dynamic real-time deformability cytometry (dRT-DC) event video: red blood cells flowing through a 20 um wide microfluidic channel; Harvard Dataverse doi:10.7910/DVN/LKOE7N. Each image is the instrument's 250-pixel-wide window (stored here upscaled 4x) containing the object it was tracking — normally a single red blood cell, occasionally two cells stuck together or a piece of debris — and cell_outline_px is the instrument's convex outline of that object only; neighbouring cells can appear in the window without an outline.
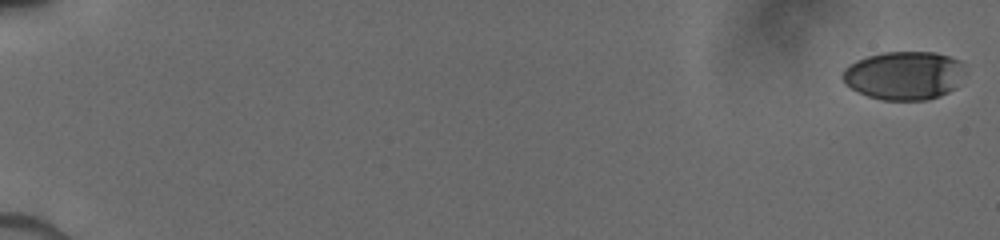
{"species": "human", "species_latin": "Homo sapiens", "temperature_condition": "cold", "stored_images_in_passage": 12, "camera_frame_rate_fps": 3000, "um_per_image_px": 0.085, "donor": {"sex": "male"}, "frame": {"image": 1, "passage_image": 1, "time_ms": 0.0, "image_size_px": [1000, 240], "cell_outline_px": [[964, 72], [956, 88], [940, 96], [928, 100], [880, 100], [868, 96], [844, 84], [840, 76], [844, 68], [856, 60], [868, 56], [884, 52], [936, 52], [960, 60]], "centroid_in_image_um": [76.83, 6.42], "position_along_channel_um": 8.2, "area_um2": 34.8}}
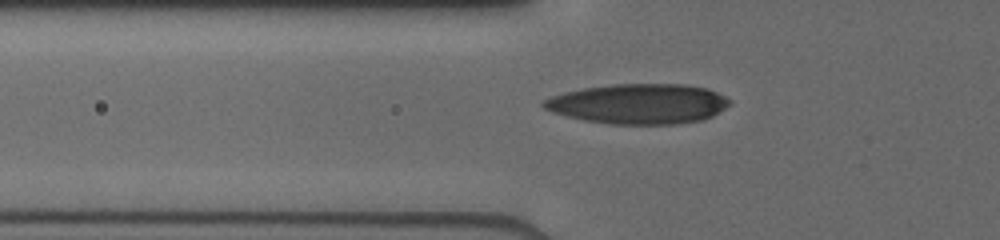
{"frame": {"image": 2, "passage_image": 10, "time_ms": 6.667, "image_size_px": [1000, 240], "cell_outline_px": [[732, 104], [712, 116], [700, 120], [676, 124], [612, 124], [584, 120], [552, 112], [544, 108], [540, 104], [544, 100], [552, 96], [564, 92], [584, 88], [612, 84], [684, 84], [708, 88], [732, 100]], "centroid_in_image_um": [54.3, 8.82], "position_along_channel_um": 71.5, "area_um2": 43.47}}
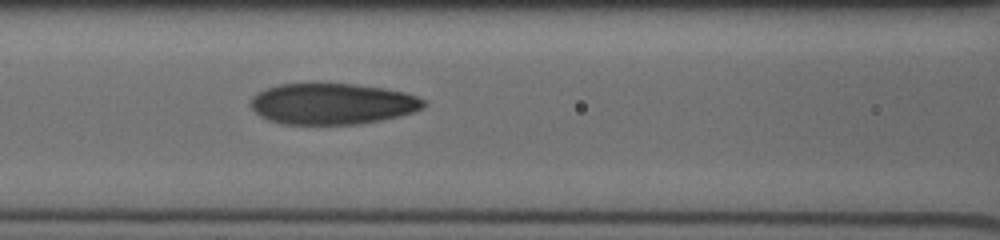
{"frame": {"image": 3, "passage_image": 12, "time_ms": 8.333, "image_size_px": [1000, 240], "cell_outline_px": [[428, 104], [424, 108], [400, 116], [380, 120], [356, 124], [284, 124], [268, 120], [260, 116], [248, 104], [252, 96], [268, 88], [280, 84], [352, 84], [384, 88], [404, 92], [416, 96], [424, 100]], "centroid_in_image_um": [28.25, 8.83], "position_along_channel_um": 138.3, "area_um2": 41.33}}